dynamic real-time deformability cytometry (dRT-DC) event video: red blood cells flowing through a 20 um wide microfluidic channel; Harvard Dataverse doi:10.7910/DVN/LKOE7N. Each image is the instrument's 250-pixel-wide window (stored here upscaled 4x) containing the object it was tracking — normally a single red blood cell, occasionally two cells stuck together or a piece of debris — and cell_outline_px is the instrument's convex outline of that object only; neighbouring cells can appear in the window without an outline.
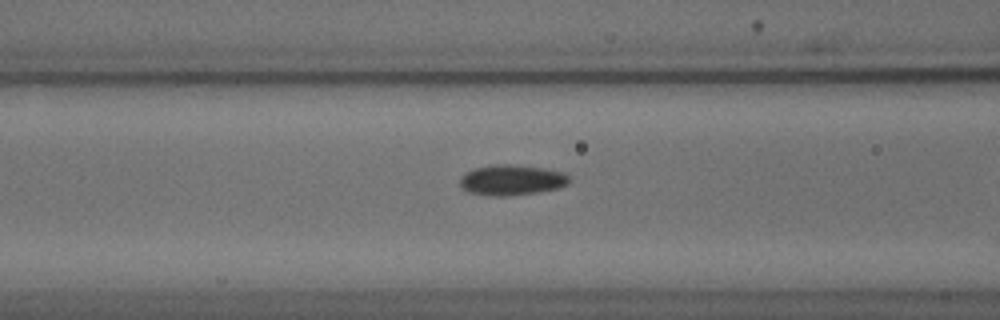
{"species": "common noctule bat (a hibernating species)", "species_latin": "Nyctalus noctula", "temperature_condition": "cold", "stored_images_in_passage": 18, "camera_frame_rate_fps": 3000, "um_per_image_px": 0.085, "animal": {"sex": "male", "body_mass_g": 18.8}, "frame": {"image": 1, "passage_image": 16, "time_ms": 5.0, "image_size_px": [1000, 320], "cell_outline_px": [[572, 180], [568, 184], [560, 188], [536, 192], [508, 196], [496, 196], [468, 192], [460, 184], [460, 176], [476, 168], [496, 164], [508, 164], [548, 168], [564, 172]], "centroid_in_image_um": [43.56, 15.29], "position_along_channel_um": 123.0, "area_um2": 19.42}}